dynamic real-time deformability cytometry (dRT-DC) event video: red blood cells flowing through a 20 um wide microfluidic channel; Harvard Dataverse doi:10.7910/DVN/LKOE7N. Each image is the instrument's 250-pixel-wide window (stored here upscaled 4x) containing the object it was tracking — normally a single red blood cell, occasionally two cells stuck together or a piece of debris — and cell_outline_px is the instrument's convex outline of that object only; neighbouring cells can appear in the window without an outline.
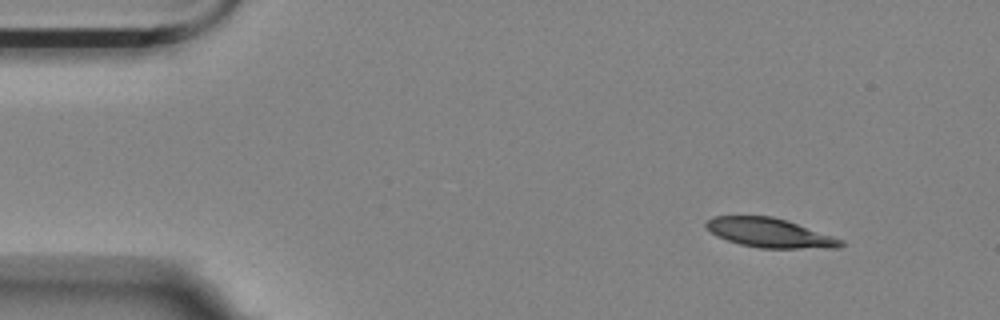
{"species": "Egyptian fruit bat (a non-hibernating species)", "species_latin": "Rousettus aegyptiacus", "temperature_condition": "room temperature", "stored_images_in_passage": 5, "segment_of_instrument_passage": [1, 2], "camera_frame_rate_fps": 3000, "um_per_image_px": 0.085, "animal": {"sex": "female"}, "frame": {"image": 1, "passage_image": 1, "time_ms": 0.0, "image_size_px": [1000, 320], "cell_outline_px": [[844, 244], [840, 248], [760, 248], [740, 244], [716, 236], [704, 224], [712, 216], [772, 216], [788, 220], [844, 240]], "centroid_in_image_um": [65.45, 19.79], "position_along_channel_um": 19.5, "area_um2": 22.95}}